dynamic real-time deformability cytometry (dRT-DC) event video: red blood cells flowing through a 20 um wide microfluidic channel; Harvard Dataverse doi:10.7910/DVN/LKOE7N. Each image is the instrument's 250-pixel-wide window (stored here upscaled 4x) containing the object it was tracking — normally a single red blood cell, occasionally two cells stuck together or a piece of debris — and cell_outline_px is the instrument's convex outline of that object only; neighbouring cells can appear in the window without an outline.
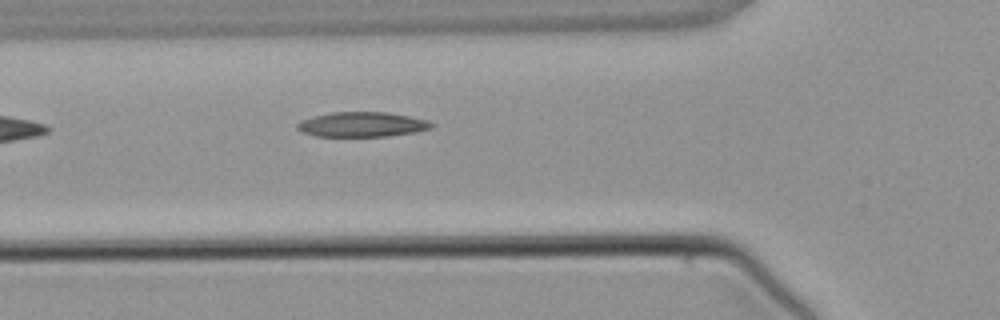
{"species": "common noctule bat (a hibernating species)", "species_latin": "Nyctalus noctula", "temperature_condition": "warm", "stored_images_in_passage": 3, "camera_frame_rate_fps": 3000, "um_per_image_px": 0.085, "animal": {"sex": "male", "body_mass_g": 21.5, "forearm_length_mm": 52.0}, "frame": {"image": 1, "passage_image": 3, "time_ms": 2.333, "image_size_px": [1000, 320], "cell_outline_px": [[436, 124], [432, 128], [416, 132], [388, 136], [316, 136], [300, 132], [296, 128], [296, 124], [300, 120], [332, 112], [388, 112], [428, 120]], "centroid_in_image_um": [30.78, 10.58], "position_along_channel_um": 95.0, "area_um2": 19.54}}